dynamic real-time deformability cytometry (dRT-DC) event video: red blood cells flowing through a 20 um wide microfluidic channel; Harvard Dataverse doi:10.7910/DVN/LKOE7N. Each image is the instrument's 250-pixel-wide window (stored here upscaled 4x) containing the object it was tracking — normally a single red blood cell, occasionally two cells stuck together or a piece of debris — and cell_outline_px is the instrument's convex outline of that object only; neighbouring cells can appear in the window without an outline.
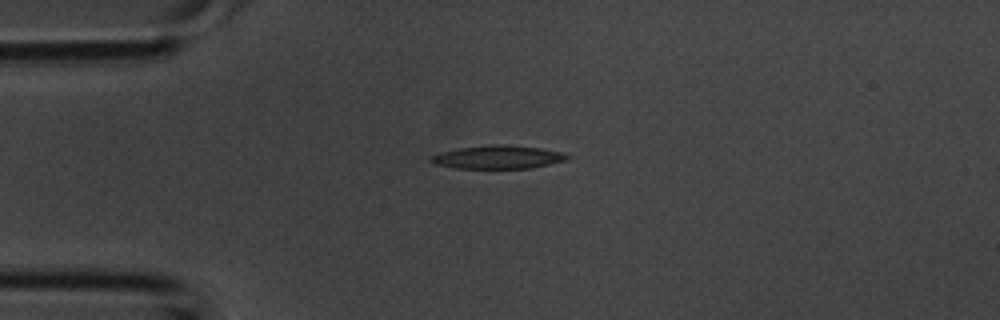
{"species": "common noctule bat (a hibernating species)", "species_latin": "Nyctalus noctula", "temperature_condition": "room temperature", "stored_images_in_passage": 2, "camera_frame_rate_fps": 3000, "um_per_image_px": 0.085, "animal": {"sex": "male", "body_mass_g": 20.1, "forearm_length_mm": 53.5}, "frame": {"image": 1, "passage_image": 1, "time_ms": 0.0, "image_size_px": [1000, 320], "cell_outline_px": [[572, 156], [568, 160], [532, 168], [456, 168], [436, 164], [428, 160], [428, 156], [440, 152], [460, 148], [496, 144], [504, 144], [540, 148], [564, 152]], "centroid_in_image_um": [42.36, 13.35], "position_along_channel_um": 42.6, "area_um2": 18.61}}
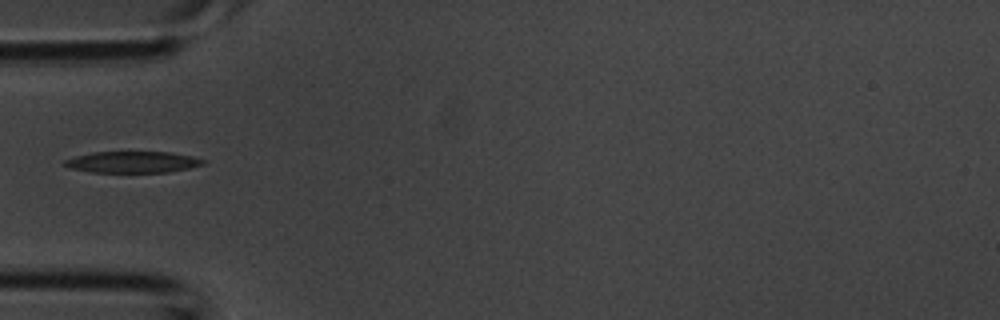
{"frame": {"image": 2, "passage_image": 2, "time_ms": 0.333, "image_size_px": [1000, 320], "cell_outline_px": [[204, 164], [188, 168], [168, 172], [92, 172], [68, 168], [64, 164], [64, 160], [76, 156], [92, 152], [172, 152], [192, 156], [204, 160]], "centroid_in_image_um": [11.25, 13.77], "position_along_channel_um": 73.7, "area_um2": 17.17}}